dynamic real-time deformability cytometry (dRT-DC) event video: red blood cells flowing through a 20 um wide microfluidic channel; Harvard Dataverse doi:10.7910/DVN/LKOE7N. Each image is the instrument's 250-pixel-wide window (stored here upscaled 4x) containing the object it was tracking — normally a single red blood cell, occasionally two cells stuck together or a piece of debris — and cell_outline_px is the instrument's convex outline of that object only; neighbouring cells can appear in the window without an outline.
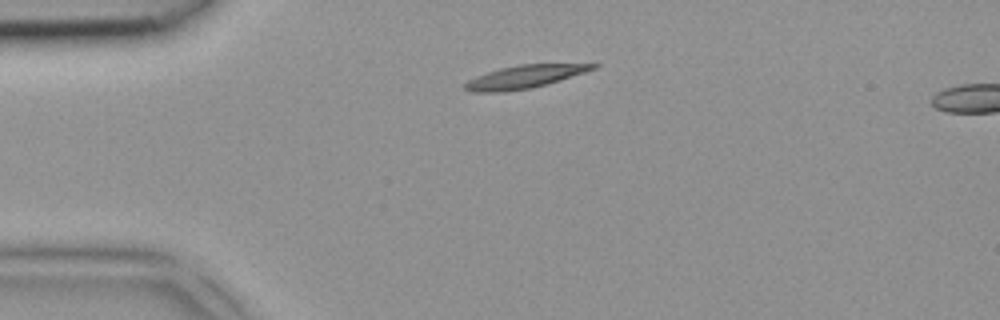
{"species": "common noctule bat (a hibernating species)", "species_latin": "Nyctalus noctula", "temperature_condition": "room temperature", "stored_images_in_passage": 4, "camera_frame_rate_fps": 3000, "um_per_image_px": 0.085, "animal": {"sex": "female", "body_mass_g": 18.4}, "frame": {"image": 1, "passage_image": 4, "time_ms": 1.0, "image_size_px": [1000, 320], "cell_outline_px": [[600, 64], [596, 68], [548, 84], [532, 88], [504, 92], [468, 92], [464, 88], [464, 84], [468, 80], [476, 76], [500, 68], [520, 64]], "centroid_in_image_um": [44.53, 6.54], "position_along_channel_um": 40.5, "area_um2": 17.05}}